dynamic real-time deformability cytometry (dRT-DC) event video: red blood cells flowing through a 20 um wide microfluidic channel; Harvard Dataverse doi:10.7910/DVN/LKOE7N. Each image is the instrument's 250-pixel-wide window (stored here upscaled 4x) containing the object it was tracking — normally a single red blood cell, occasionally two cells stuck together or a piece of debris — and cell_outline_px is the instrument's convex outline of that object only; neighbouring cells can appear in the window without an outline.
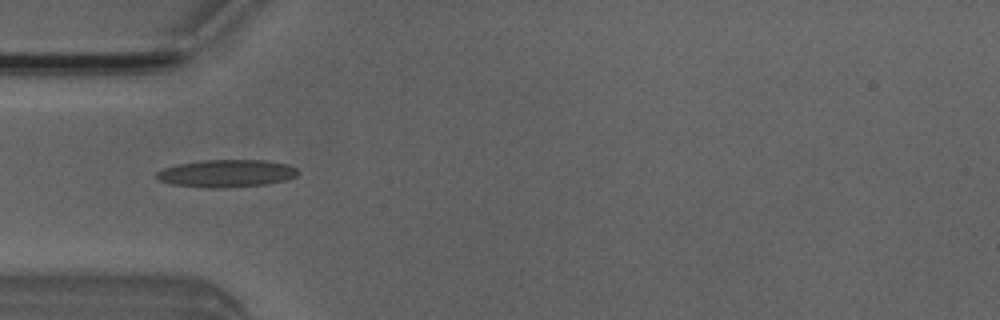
{"species": "Egyptian fruit bat (a non-hibernating species)", "species_latin": "Rousettus aegyptiacus", "temperature_condition": "room temperature", "stored_images_in_passage": 4, "camera_frame_rate_fps": 3000, "um_per_image_px": 0.085, "animal": {"sex": "male"}, "frame": {"image": 1, "passage_image": 1, "time_ms": 0.0, "image_size_px": [1000, 320], "cell_outline_px": [[296, 176], [284, 180], [268, 184], [224, 188], [204, 188], [172, 184], [156, 180], [156, 172], [164, 168], [176, 164], [204, 160], [264, 160], [288, 164], [296, 168]], "centroid_in_image_um": [19.2, 14.74], "position_along_channel_um": 65.8, "area_um2": 22.77}}
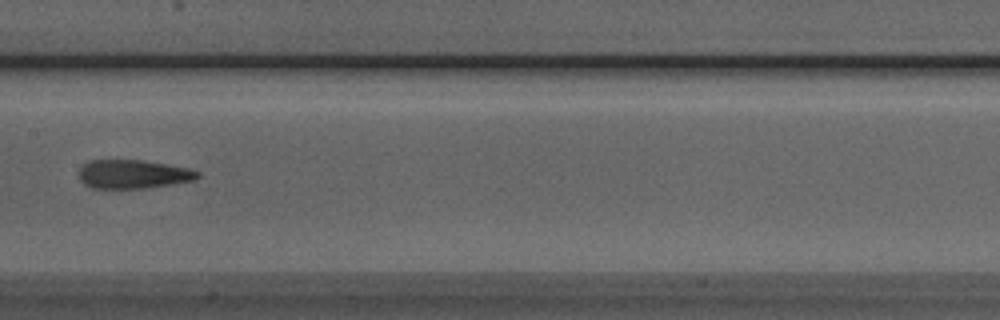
{"frame": {"image": 2, "passage_image": 4, "time_ms": 1.0, "image_size_px": [1000, 320], "cell_outline_px": [[200, 176], [196, 180], [172, 184], [144, 188], [92, 188], [84, 184], [80, 180], [80, 168], [88, 160], [144, 160], [188, 168], [200, 172]], "centroid_in_image_um": [11.33, 14.8], "position_along_channel_um": 196.1, "area_um2": 19.88}}